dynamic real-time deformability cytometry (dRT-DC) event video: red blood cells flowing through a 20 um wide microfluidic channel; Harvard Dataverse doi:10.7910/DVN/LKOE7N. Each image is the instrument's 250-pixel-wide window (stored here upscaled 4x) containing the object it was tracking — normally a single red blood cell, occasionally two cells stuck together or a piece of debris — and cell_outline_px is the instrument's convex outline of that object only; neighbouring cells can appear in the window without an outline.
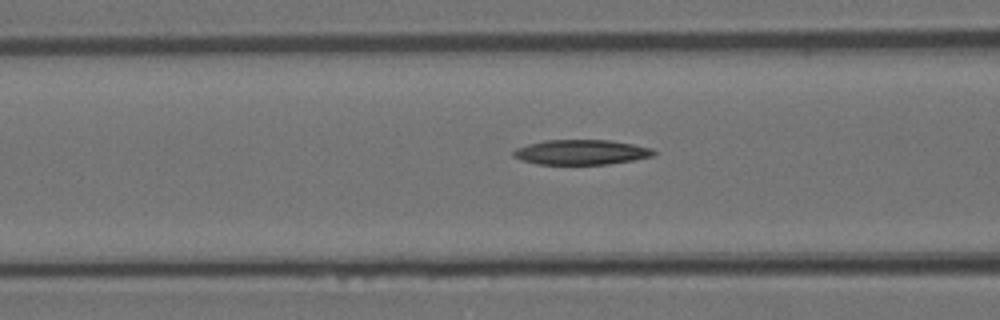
{"species": "Egyptian fruit bat (a non-hibernating species)", "species_latin": "Rousettus aegyptiacus", "temperature_condition": "room temperature", "stored_images_in_passage": 30, "camera_frame_rate_fps": 3000, "um_per_image_px": 0.085, "animal": {"sex": "female"}, "frame": {"image": 1, "passage_image": 12, "time_ms": 3.667, "image_size_px": [1000, 320], "cell_outline_px": [[656, 152], [652, 156], [632, 160], [608, 164], [536, 164], [512, 156], [512, 152], [516, 148], [528, 144], [544, 140], [608, 140], [632, 144], [652, 148]], "centroid_in_image_um": [49.38, 12.93], "position_along_channel_um": 117.2, "area_um2": 20.23}}
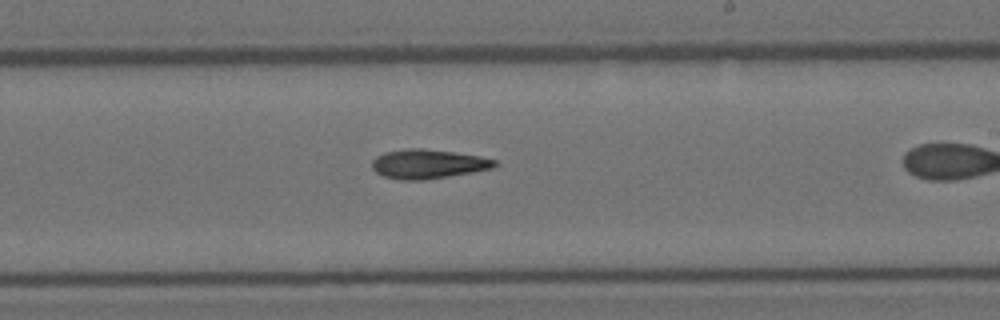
{"frame": {"image": 2, "passage_image": 21, "time_ms": 6.667, "image_size_px": [1000, 320], "cell_outline_px": [[500, 164], [492, 168], [472, 172], [448, 176], [420, 180], [400, 180], [384, 176], [376, 172], [372, 168], [372, 160], [376, 156], [384, 152], [408, 148], [424, 148], [480, 156], [496, 160]], "centroid_in_image_um": [36.37, 13.93], "position_along_channel_um": 252.6, "area_um2": 20.87}}
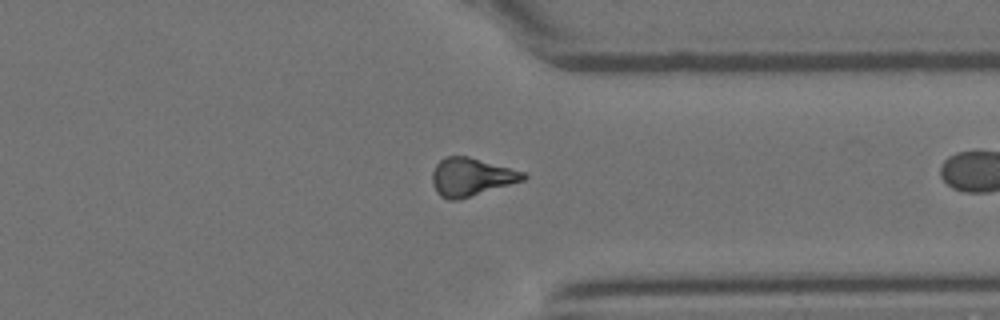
{"frame": {"image": 3, "passage_image": 29, "time_ms": 9.333, "image_size_px": [1000, 320], "cell_outline_px": [[528, 176], [524, 180], [460, 200], [448, 200], [440, 196], [436, 192], [432, 184], [432, 172], [436, 164], [444, 156], [468, 156], [524, 172]], "centroid_in_image_um": [40.02, 15.05], "position_along_channel_um": 371.4, "area_um2": 20.29}}